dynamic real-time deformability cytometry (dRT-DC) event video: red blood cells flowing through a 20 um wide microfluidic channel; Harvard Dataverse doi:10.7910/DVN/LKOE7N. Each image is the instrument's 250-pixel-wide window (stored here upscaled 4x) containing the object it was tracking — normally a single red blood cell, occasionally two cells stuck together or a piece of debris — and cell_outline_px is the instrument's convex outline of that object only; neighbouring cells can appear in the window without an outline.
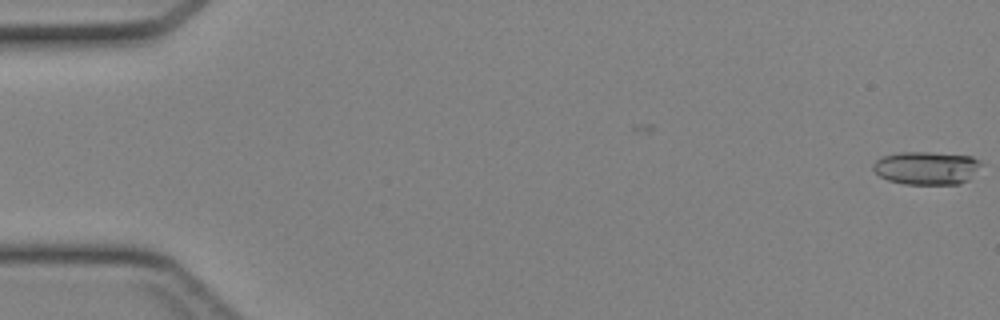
{"species": "Egyptian fruit bat (a non-hibernating species)", "species_latin": "Rousettus aegyptiacus", "temperature_condition": "cold", "stored_images_in_passage": 11, "camera_frame_rate_fps": 3000, "um_per_image_px": 0.085, "animal": {"sex": "female"}, "frame": {"image": 1, "passage_image": 1, "time_ms": 0.0, "image_size_px": [1000, 320], "cell_outline_px": [[984, 164], [968, 180], [960, 184], [904, 184], [888, 180], [880, 176], [872, 168], [872, 164], [876, 160], [884, 156], [900, 152], [932, 152], [972, 156], [980, 160]], "centroid_in_image_um": [78.79, 14.27], "position_along_channel_um": 6.2, "area_um2": 21.04}}